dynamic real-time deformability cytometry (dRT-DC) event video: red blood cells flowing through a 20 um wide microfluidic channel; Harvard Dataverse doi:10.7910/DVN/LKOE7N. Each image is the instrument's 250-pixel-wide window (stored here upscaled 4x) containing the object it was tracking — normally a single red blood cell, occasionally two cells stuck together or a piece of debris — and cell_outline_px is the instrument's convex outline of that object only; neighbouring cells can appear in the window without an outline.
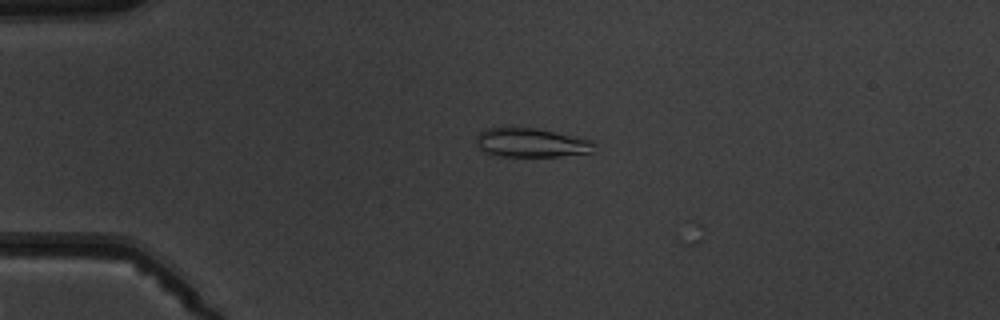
{"species": "common noctule bat (a hibernating species)", "species_latin": "Nyctalus noctula", "temperature_condition": "warm", "stored_images_in_passage": 3, "camera_frame_rate_fps": 3000, "um_per_image_px": 0.085, "animal": {"sex": "male", "body_mass_g": 19.5, "forearm_length_mm": 54.6}, "frame": {"image": 1, "passage_image": 1, "time_ms": 0.0, "image_size_px": [1000, 320], "cell_outline_px": [[596, 152], [560, 156], [496, 156], [484, 152], [476, 144], [476, 136], [484, 128], [536, 128], [576, 136], [592, 140], [596, 144]], "centroid_in_image_um": [45.19, 12.14], "position_along_channel_um": 39.8, "area_um2": 20.17}}
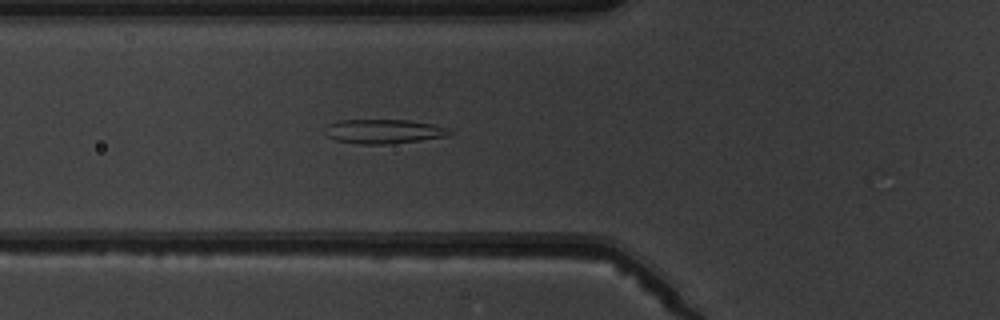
{"frame": {"image": 2, "passage_image": 3, "time_ms": 2.333, "image_size_px": [1000, 320], "cell_outline_px": [[452, 132], [448, 136], [420, 140], [388, 144], [356, 144], [336, 140], [324, 136], [324, 128], [328, 124], [340, 120], [408, 120], [432, 124], [448, 128]], "centroid_in_image_um": [32.56, 11.17], "position_along_channel_um": 93.2, "area_um2": 17.74}}